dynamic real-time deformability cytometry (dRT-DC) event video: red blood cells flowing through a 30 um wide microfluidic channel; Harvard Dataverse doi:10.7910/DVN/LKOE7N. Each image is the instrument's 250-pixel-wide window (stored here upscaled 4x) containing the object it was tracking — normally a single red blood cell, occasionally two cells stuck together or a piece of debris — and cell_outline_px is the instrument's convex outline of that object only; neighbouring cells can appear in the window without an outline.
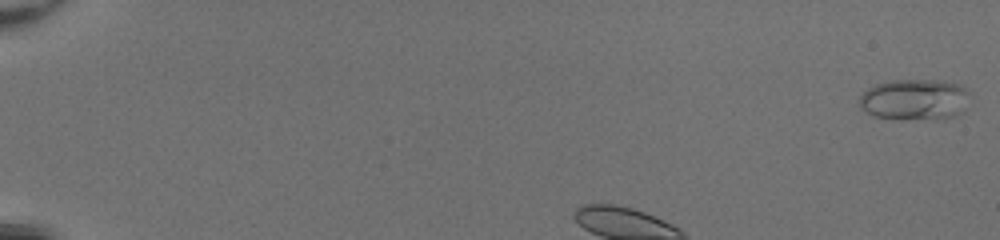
{"species": "common noctule bat (a hibernating species)", "species_latin": "Nyctalus noctula", "temperature_condition": "room temperature", "stored_images_in_passage": 43, "camera_frame_rate_fps": 3000, "um_per_image_px": 0.085, "animal": {"sex": "female", "body_mass_g": 20.0, "forearm_length_mm": 54.0}, "frame": {"image": 1, "passage_image": 1, "time_ms": 0.0, "image_size_px": [1000, 240], "cell_outline_px": [[972, 96], [964, 112], [956, 116], [944, 120], [900, 120], [872, 116], [860, 108], [860, 96], [868, 88], [876, 84], [892, 80], [944, 80], [960, 84], [968, 88], [972, 92]], "centroid_in_image_um": [77.85, 8.49], "position_along_channel_um": 7.1, "area_um2": 27.69}}
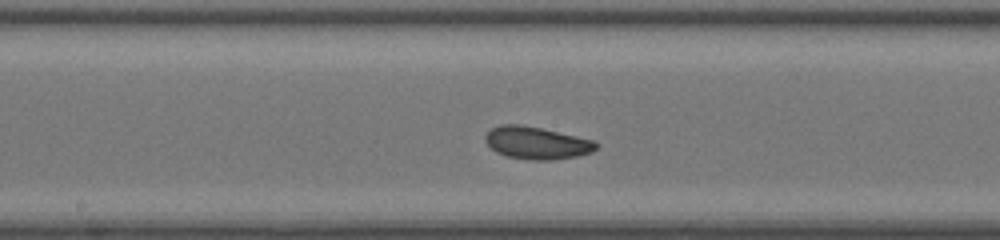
{"frame": {"image": 2, "passage_image": 20, "time_ms": 6.333, "image_size_px": [1000, 240], "cell_outline_px": [[600, 144], [592, 152], [576, 156], [552, 160], [528, 160], [508, 156], [496, 152], [484, 140], [484, 136], [492, 128], [500, 124], [520, 124], [540, 128], [596, 140]], "centroid_in_image_um": [45.64, 12.14], "position_along_channel_um": 202.6, "area_um2": 20.98}}
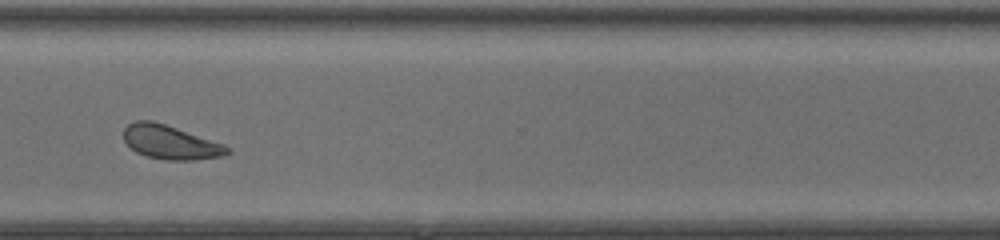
{"frame": {"image": 3, "passage_image": 31, "time_ms": 10.0, "image_size_px": [1000, 240], "cell_outline_px": [[232, 152], [224, 156], [192, 160], [164, 160], [148, 156], [136, 152], [124, 140], [124, 128], [128, 124], [136, 120], [152, 120], [224, 144]], "centroid_in_image_um": [14.49, 12.1], "position_along_channel_um": 356.1, "area_um2": 20.29}, "authors_computed_cell_mechanics": {"area_um2": 20.9814, "velocity_mm_per_s": 4.1974, "shape_relaxation_time_tau1_ms": 2.3151, "shape_relaxation_time_tau2_ms": 2.9392, "deformation_change_tau1": 0.0891, "deformation_change_tau2": 0.0694}}